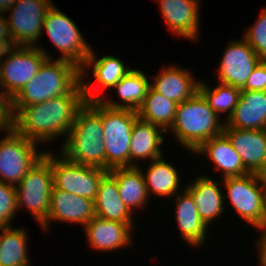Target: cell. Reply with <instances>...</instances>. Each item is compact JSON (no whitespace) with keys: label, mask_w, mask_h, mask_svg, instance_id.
I'll return each instance as SVG.
<instances>
[{"label":"cell","mask_w":266,"mask_h":266,"mask_svg":"<svg viewBox=\"0 0 266 266\" xmlns=\"http://www.w3.org/2000/svg\"><path fill=\"white\" fill-rule=\"evenodd\" d=\"M134 227V223H122L94 216L83 228L89 247L94 251L111 252L131 245V232Z\"/></svg>","instance_id":"2e32d148"},{"label":"cell","mask_w":266,"mask_h":266,"mask_svg":"<svg viewBox=\"0 0 266 266\" xmlns=\"http://www.w3.org/2000/svg\"><path fill=\"white\" fill-rule=\"evenodd\" d=\"M164 68L153 76L154 82L150 83L155 91L177 104L191 98L198 91L199 79L195 80L189 69L176 65Z\"/></svg>","instance_id":"ffe728a7"},{"label":"cell","mask_w":266,"mask_h":266,"mask_svg":"<svg viewBox=\"0 0 266 266\" xmlns=\"http://www.w3.org/2000/svg\"><path fill=\"white\" fill-rule=\"evenodd\" d=\"M193 153L205 154L209 157L216 170L221 171L223 178L250 173L224 133L207 140Z\"/></svg>","instance_id":"603a6c76"},{"label":"cell","mask_w":266,"mask_h":266,"mask_svg":"<svg viewBox=\"0 0 266 266\" xmlns=\"http://www.w3.org/2000/svg\"><path fill=\"white\" fill-rule=\"evenodd\" d=\"M241 91H266V61L258 64Z\"/></svg>","instance_id":"836d02e7"},{"label":"cell","mask_w":266,"mask_h":266,"mask_svg":"<svg viewBox=\"0 0 266 266\" xmlns=\"http://www.w3.org/2000/svg\"><path fill=\"white\" fill-rule=\"evenodd\" d=\"M95 216L94 201L71 194L54 186L51 190L50 209L47 219L41 224L43 230H49L53 220L78 223L83 227Z\"/></svg>","instance_id":"9a60e30c"},{"label":"cell","mask_w":266,"mask_h":266,"mask_svg":"<svg viewBox=\"0 0 266 266\" xmlns=\"http://www.w3.org/2000/svg\"><path fill=\"white\" fill-rule=\"evenodd\" d=\"M17 1L18 0H0V13H4L5 15Z\"/></svg>","instance_id":"74e56055"},{"label":"cell","mask_w":266,"mask_h":266,"mask_svg":"<svg viewBox=\"0 0 266 266\" xmlns=\"http://www.w3.org/2000/svg\"><path fill=\"white\" fill-rule=\"evenodd\" d=\"M0 140V182L16 186L26 173L44 156L37 142L18 134L14 129Z\"/></svg>","instance_id":"9c48e42d"},{"label":"cell","mask_w":266,"mask_h":266,"mask_svg":"<svg viewBox=\"0 0 266 266\" xmlns=\"http://www.w3.org/2000/svg\"><path fill=\"white\" fill-rule=\"evenodd\" d=\"M209 107L203 95L197 91L191 98L177 104L171 131L181 146L196 151L204 142L221 135L225 122Z\"/></svg>","instance_id":"277c9868"},{"label":"cell","mask_w":266,"mask_h":266,"mask_svg":"<svg viewBox=\"0 0 266 266\" xmlns=\"http://www.w3.org/2000/svg\"><path fill=\"white\" fill-rule=\"evenodd\" d=\"M174 197H176L174 201L177 206L175 218L181 238L191 246L200 247L208 237L206 234L208 227L201 220L192 195L183 188V191Z\"/></svg>","instance_id":"cb8c5ba5"},{"label":"cell","mask_w":266,"mask_h":266,"mask_svg":"<svg viewBox=\"0 0 266 266\" xmlns=\"http://www.w3.org/2000/svg\"><path fill=\"white\" fill-rule=\"evenodd\" d=\"M52 0H18L7 20L14 46H36L43 35L44 18ZM35 44V45H34Z\"/></svg>","instance_id":"7c38bea8"},{"label":"cell","mask_w":266,"mask_h":266,"mask_svg":"<svg viewBox=\"0 0 266 266\" xmlns=\"http://www.w3.org/2000/svg\"><path fill=\"white\" fill-rule=\"evenodd\" d=\"M170 33L196 41L200 35V0H157Z\"/></svg>","instance_id":"e0dca14e"},{"label":"cell","mask_w":266,"mask_h":266,"mask_svg":"<svg viewBox=\"0 0 266 266\" xmlns=\"http://www.w3.org/2000/svg\"><path fill=\"white\" fill-rule=\"evenodd\" d=\"M141 168V166L118 167L108 171L117 182L122 202L132 214L137 208L147 207V202L150 199Z\"/></svg>","instance_id":"d4e9b609"},{"label":"cell","mask_w":266,"mask_h":266,"mask_svg":"<svg viewBox=\"0 0 266 266\" xmlns=\"http://www.w3.org/2000/svg\"><path fill=\"white\" fill-rule=\"evenodd\" d=\"M218 180L214 181L209 175L197 176L193 183L184 187L193 197L201 220L208 227L214 219L224 213V192Z\"/></svg>","instance_id":"d6986e66"},{"label":"cell","mask_w":266,"mask_h":266,"mask_svg":"<svg viewBox=\"0 0 266 266\" xmlns=\"http://www.w3.org/2000/svg\"><path fill=\"white\" fill-rule=\"evenodd\" d=\"M13 129L11 100L0 91V131L6 133Z\"/></svg>","instance_id":"e575fe53"},{"label":"cell","mask_w":266,"mask_h":266,"mask_svg":"<svg viewBox=\"0 0 266 266\" xmlns=\"http://www.w3.org/2000/svg\"><path fill=\"white\" fill-rule=\"evenodd\" d=\"M262 233L259 239L256 241V247H258L259 263L261 266H266V228H258Z\"/></svg>","instance_id":"8d00e7d4"},{"label":"cell","mask_w":266,"mask_h":266,"mask_svg":"<svg viewBox=\"0 0 266 266\" xmlns=\"http://www.w3.org/2000/svg\"><path fill=\"white\" fill-rule=\"evenodd\" d=\"M137 111L115 109L101 103L106 170L130 167V142Z\"/></svg>","instance_id":"8992f818"},{"label":"cell","mask_w":266,"mask_h":266,"mask_svg":"<svg viewBox=\"0 0 266 266\" xmlns=\"http://www.w3.org/2000/svg\"><path fill=\"white\" fill-rule=\"evenodd\" d=\"M28 234L22 227H3L0 233V266H30Z\"/></svg>","instance_id":"f1b7e54d"},{"label":"cell","mask_w":266,"mask_h":266,"mask_svg":"<svg viewBox=\"0 0 266 266\" xmlns=\"http://www.w3.org/2000/svg\"><path fill=\"white\" fill-rule=\"evenodd\" d=\"M223 133L231 141L250 173L258 174L266 166V129L224 127Z\"/></svg>","instance_id":"ac0fdd59"},{"label":"cell","mask_w":266,"mask_h":266,"mask_svg":"<svg viewBox=\"0 0 266 266\" xmlns=\"http://www.w3.org/2000/svg\"><path fill=\"white\" fill-rule=\"evenodd\" d=\"M44 47L14 46L0 53V90L12 100L49 56ZM4 58V59H2Z\"/></svg>","instance_id":"5b68a950"},{"label":"cell","mask_w":266,"mask_h":266,"mask_svg":"<svg viewBox=\"0 0 266 266\" xmlns=\"http://www.w3.org/2000/svg\"><path fill=\"white\" fill-rule=\"evenodd\" d=\"M14 47L12 36L9 29V23L4 15H0V50L3 51Z\"/></svg>","instance_id":"d590c367"},{"label":"cell","mask_w":266,"mask_h":266,"mask_svg":"<svg viewBox=\"0 0 266 266\" xmlns=\"http://www.w3.org/2000/svg\"><path fill=\"white\" fill-rule=\"evenodd\" d=\"M150 83L147 75L139 69H131L114 87L121 98L118 103L107 96L100 102L115 109H130L137 111L147 96Z\"/></svg>","instance_id":"484cf974"},{"label":"cell","mask_w":266,"mask_h":266,"mask_svg":"<svg viewBox=\"0 0 266 266\" xmlns=\"http://www.w3.org/2000/svg\"><path fill=\"white\" fill-rule=\"evenodd\" d=\"M244 33L242 37L258 54L261 61H266V7L261 10L257 21Z\"/></svg>","instance_id":"1f68e13d"},{"label":"cell","mask_w":266,"mask_h":266,"mask_svg":"<svg viewBox=\"0 0 266 266\" xmlns=\"http://www.w3.org/2000/svg\"><path fill=\"white\" fill-rule=\"evenodd\" d=\"M162 127L137 117L133 125L130 142V167L139 166L136 160H151L162 157L161 147L164 142Z\"/></svg>","instance_id":"44dd1931"},{"label":"cell","mask_w":266,"mask_h":266,"mask_svg":"<svg viewBox=\"0 0 266 266\" xmlns=\"http://www.w3.org/2000/svg\"><path fill=\"white\" fill-rule=\"evenodd\" d=\"M258 174L261 179L263 188H266V166Z\"/></svg>","instance_id":"f35d334b"},{"label":"cell","mask_w":266,"mask_h":266,"mask_svg":"<svg viewBox=\"0 0 266 266\" xmlns=\"http://www.w3.org/2000/svg\"><path fill=\"white\" fill-rule=\"evenodd\" d=\"M260 62L258 54L243 37L230 41L220 60L217 82L242 88Z\"/></svg>","instance_id":"4fadbf2b"},{"label":"cell","mask_w":266,"mask_h":266,"mask_svg":"<svg viewBox=\"0 0 266 266\" xmlns=\"http://www.w3.org/2000/svg\"><path fill=\"white\" fill-rule=\"evenodd\" d=\"M52 187L50 151H45L44 156L15 186L18 211L26 207L41 225L49 215Z\"/></svg>","instance_id":"52a82bcc"},{"label":"cell","mask_w":266,"mask_h":266,"mask_svg":"<svg viewBox=\"0 0 266 266\" xmlns=\"http://www.w3.org/2000/svg\"><path fill=\"white\" fill-rule=\"evenodd\" d=\"M17 211L15 186L0 182V226L10 227Z\"/></svg>","instance_id":"d6a6232c"},{"label":"cell","mask_w":266,"mask_h":266,"mask_svg":"<svg viewBox=\"0 0 266 266\" xmlns=\"http://www.w3.org/2000/svg\"><path fill=\"white\" fill-rule=\"evenodd\" d=\"M204 81H199L198 91L203 95L209 104V107L219 116L227 112L225 121L233 114L238 103L241 88L226 85L218 82L215 87H210Z\"/></svg>","instance_id":"4dcf8cb0"},{"label":"cell","mask_w":266,"mask_h":266,"mask_svg":"<svg viewBox=\"0 0 266 266\" xmlns=\"http://www.w3.org/2000/svg\"><path fill=\"white\" fill-rule=\"evenodd\" d=\"M42 31L46 32L54 47L58 49L59 59L73 62L82 68L91 48L70 17L52 5L44 18Z\"/></svg>","instance_id":"ba28073f"},{"label":"cell","mask_w":266,"mask_h":266,"mask_svg":"<svg viewBox=\"0 0 266 266\" xmlns=\"http://www.w3.org/2000/svg\"><path fill=\"white\" fill-rule=\"evenodd\" d=\"M50 151V165L53 174V186L56 189L95 200L100 180L107 170L73 163L62 154Z\"/></svg>","instance_id":"30bf717a"},{"label":"cell","mask_w":266,"mask_h":266,"mask_svg":"<svg viewBox=\"0 0 266 266\" xmlns=\"http://www.w3.org/2000/svg\"><path fill=\"white\" fill-rule=\"evenodd\" d=\"M101 102H86L78 111L60 153L73 163L106 170Z\"/></svg>","instance_id":"7a4b0ae2"},{"label":"cell","mask_w":266,"mask_h":266,"mask_svg":"<svg viewBox=\"0 0 266 266\" xmlns=\"http://www.w3.org/2000/svg\"><path fill=\"white\" fill-rule=\"evenodd\" d=\"M224 127L266 129V91H241L233 114Z\"/></svg>","instance_id":"7402d4cb"},{"label":"cell","mask_w":266,"mask_h":266,"mask_svg":"<svg viewBox=\"0 0 266 266\" xmlns=\"http://www.w3.org/2000/svg\"><path fill=\"white\" fill-rule=\"evenodd\" d=\"M223 188L231 206L249 225L261 228L264 224L263 185L259 174L225 177Z\"/></svg>","instance_id":"8fae6325"},{"label":"cell","mask_w":266,"mask_h":266,"mask_svg":"<svg viewBox=\"0 0 266 266\" xmlns=\"http://www.w3.org/2000/svg\"><path fill=\"white\" fill-rule=\"evenodd\" d=\"M163 157L148 162L145 173L141 169L149 198L151 194H157V197L173 198L179 192L180 175L176 167H173V164L168 163Z\"/></svg>","instance_id":"83f0119b"},{"label":"cell","mask_w":266,"mask_h":266,"mask_svg":"<svg viewBox=\"0 0 266 266\" xmlns=\"http://www.w3.org/2000/svg\"><path fill=\"white\" fill-rule=\"evenodd\" d=\"M81 84V68L62 59H46L30 81L11 100V106H29L71 94Z\"/></svg>","instance_id":"3957f363"},{"label":"cell","mask_w":266,"mask_h":266,"mask_svg":"<svg viewBox=\"0 0 266 266\" xmlns=\"http://www.w3.org/2000/svg\"><path fill=\"white\" fill-rule=\"evenodd\" d=\"M263 209H264V224H263V227L266 228V188H263Z\"/></svg>","instance_id":"ab89813d"},{"label":"cell","mask_w":266,"mask_h":266,"mask_svg":"<svg viewBox=\"0 0 266 266\" xmlns=\"http://www.w3.org/2000/svg\"><path fill=\"white\" fill-rule=\"evenodd\" d=\"M177 103L155 91L151 86L140 108L138 117L167 131L175 118Z\"/></svg>","instance_id":"f546056e"},{"label":"cell","mask_w":266,"mask_h":266,"mask_svg":"<svg viewBox=\"0 0 266 266\" xmlns=\"http://www.w3.org/2000/svg\"><path fill=\"white\" fill-rule=\"evenodd\" d=\"M85 103L82 84H80L71 94L29 106H11L13 129L39 144H48L59 136L65 135L66 138L78 111Z\"/></svg>","instance_id":"6da1fadb"},{"label":"cell","mask_w":266,"mask_h":266,"mask_svg":"<svg viewBox=\"0 0 266 266\" xmlns=\"http://www.w3.org/2000/svg\"><path fill=\"white\" fill-rule=\"evenodd\" d=\"M92 65V66H91ZM92 67V76L95 82L85 80L86 68ZM132 68L126 67L124 62L113 55L97 59L94 50L81 68V84L86 102L100 101L103 96L101 88H113Z\"/></svg>","instance_id":"5bb4252c"},{"label":"cell","mask_w":266,"mask_h":266,"mask_svg":"<svg viewBox=\"0 0 266 266\" xmlns=\"http://www.w3.org/2000/svg\"><path fill=\"white\" fill-rule=\"evenodd\" d=\"M94 213L98 218L133 223V215L122 202L116 180L107 172L100 180L94 200Z\"/></svg>","instance_id":"4316f807"}]
</instances>
